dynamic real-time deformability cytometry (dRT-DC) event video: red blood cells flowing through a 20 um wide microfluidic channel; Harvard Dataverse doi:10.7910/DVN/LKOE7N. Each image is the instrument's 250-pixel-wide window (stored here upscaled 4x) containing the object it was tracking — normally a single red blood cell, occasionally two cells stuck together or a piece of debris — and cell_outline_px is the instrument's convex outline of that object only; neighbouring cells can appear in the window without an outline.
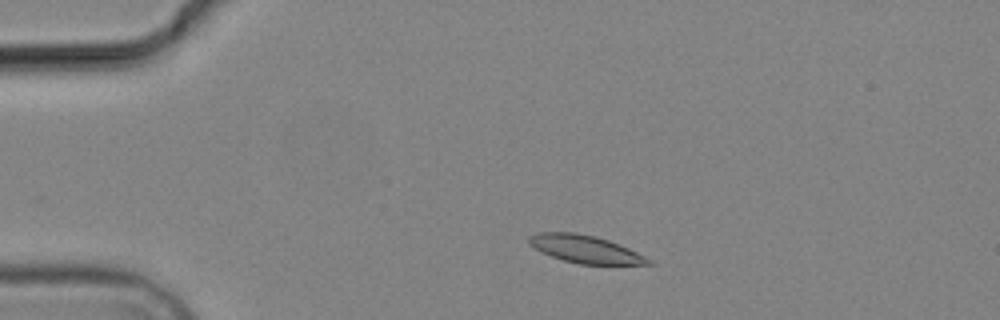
{"species": "common noctule bat (a hibernating species)", "species_latin": "Nyctalus noctula", "temperature_condition": "cold", "stored_images_in_passage": 4, "camera_frame_rate_fps": 3000, "um_per_image_px": 0.085, "animal": {"sex": "male", "body_mass_g": 19.2, "forearm_length_mm": 51.8}, "frame": {"image": 1, "passage_image": 2, "time_ms": 1.0, "image_size_px": [1000, 320], "cell_outline_px": [[652, 264], [580, 264], [564, 260], [552, 256], [528, 244], [528, 236], [540, 232], [576, 232], [608, 240], [628, 248], [652, 260]], "centroid_in_image_um": [49.72, 21.17], "position_along_channel_um": 35.3, "area_um2": 18.84}}
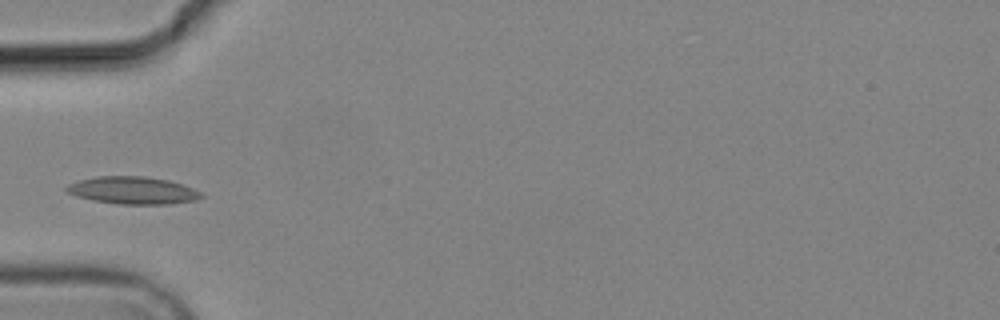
{"frame": {"image": 2, "passage_image": 4, "time_ms": 3.333, "image_size_px": [1000, 320], "cell_outline_px": [[204, 196], [196, 200], [172, 204], [116, 204], [92, 200], [76, 196], [68, 192], [64, 188], [68, 184], [80, 180], [96, 176], [144, 176], [168, 180], [192, 188], [200, 192]], "centroid_in_image_um": [11.27, 16.19], "position_along_channel_um": 73.7, "area_um2": 21.5}}